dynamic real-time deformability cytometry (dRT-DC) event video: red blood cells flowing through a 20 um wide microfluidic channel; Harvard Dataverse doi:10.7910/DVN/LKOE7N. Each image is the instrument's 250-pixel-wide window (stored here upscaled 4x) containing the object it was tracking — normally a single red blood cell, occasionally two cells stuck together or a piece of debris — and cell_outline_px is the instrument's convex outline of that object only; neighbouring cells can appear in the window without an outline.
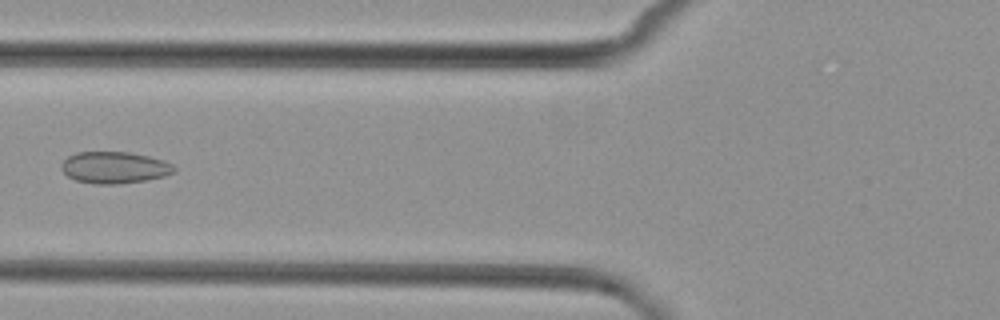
{"species": "common noctule bat (a hibernating species)", "species_latin": "Nyctalus noctula", "temperature_condition": "cold", "stored_images_in_passage": 7, "camera_frame_rate_fps": 3000, "um_per_image_px": 0.085, "animal": {"sex": "female", "body_mass_g": 29.2, "forearm_length_mm": 56.3}, "frame": {"image": 1, "passage_image": 6, "time_ms": 6.667, "image_size_px": [1000, 320], "cell_outline_px": [[176, 172], [164, 176], [148, 180], [120, 184], [96, 184], [76, 180], [68, 176], [60, 168], [60, 164], [68, 156], [76, 152], [128, 152], [148, 156], [164, 160], [172, 164], [176, 168]], "centroid_in_image_um": [9.74, 14.24], "position_along_channel_um": 116.1, "area_um2": 20.98}}
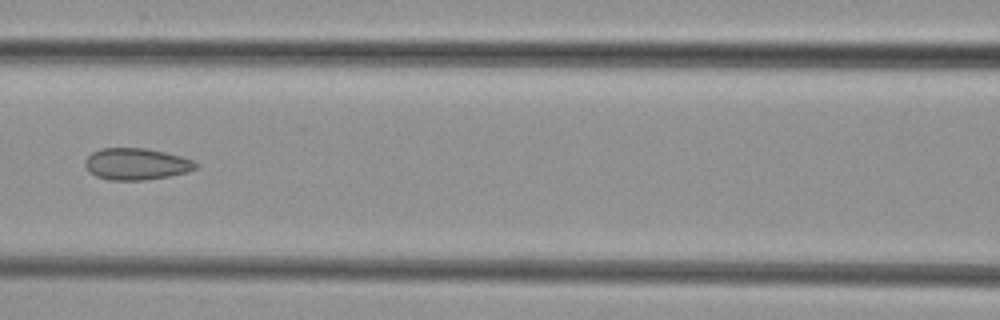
{"frame": {"image": 2, "passage_image": 7, "time_ms": 7.667, "image_size_px": [1000, 320], "cell_outline_px": [[196, 168], [188, 172], [168, 176], [144, 180], [108, 180], [96, 176], [88, 172], [84, 164], [84, 160], [92, 152], [100, 148], [148, 148], [180, 156], [192, 160], [196, 164]], "centroid_in_image_um": [11.53, 13.94], "position_along_channel_um": 155.1, "area_um2": 20.46}}